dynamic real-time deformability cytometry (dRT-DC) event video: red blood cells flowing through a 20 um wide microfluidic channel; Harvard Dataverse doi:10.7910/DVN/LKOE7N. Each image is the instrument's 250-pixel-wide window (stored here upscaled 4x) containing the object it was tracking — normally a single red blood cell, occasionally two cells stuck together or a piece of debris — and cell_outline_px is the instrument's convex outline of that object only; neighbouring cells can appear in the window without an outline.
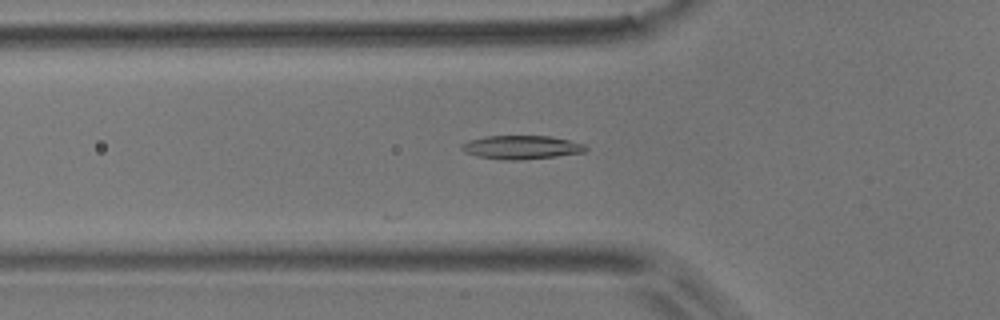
{"species": "common noctule bat (a hibernating species)", "species_latin": "Nyctalus noctula", "temperature_condition": "room temperature", "stored_images_in_passage": 26, "camera_frame_rate_fps": 3000, "um_per_image_px": 0.085, "animal": {"sex": "male", "body_mass_g": 17.9}, "frame": {"image": 1, "passage_image": 18, "time_ms": 5.667, "image_size_px": [1000, 320], "cell_outline_px": [[588, 148], [584, 152], [556, 156], [516, 160], [504, 160], [476, 156], [464, 152], [460, 148], [460, 144], [468, 140], [484, 136], [548, 136], [568, 140], [584, 144]], "centroid_in_image_um": [44.25, 12.51], "position_along_channel_um": 81.5, "area_um2": 17.05}}
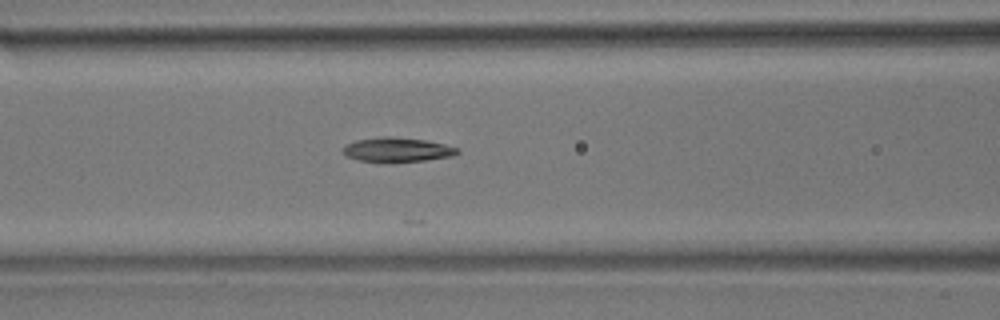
{"frame": {"image": 2, "passage_image": 22, "time_ms": 7.0, "image_size_px": [1000, 320], "cell_outline_px": [[460, 152], [452, 156], [424, 160], [360, 160], [348, 156], [344, 152], [344, 148], [348, 144], [356, 140], [388, 136], [424, 140], [444, 144], [456, 148]], "centroid_in_image_um": [33.81, 12.69], "position_along_channel_um": 132.8, "area_um2": 15.26}}